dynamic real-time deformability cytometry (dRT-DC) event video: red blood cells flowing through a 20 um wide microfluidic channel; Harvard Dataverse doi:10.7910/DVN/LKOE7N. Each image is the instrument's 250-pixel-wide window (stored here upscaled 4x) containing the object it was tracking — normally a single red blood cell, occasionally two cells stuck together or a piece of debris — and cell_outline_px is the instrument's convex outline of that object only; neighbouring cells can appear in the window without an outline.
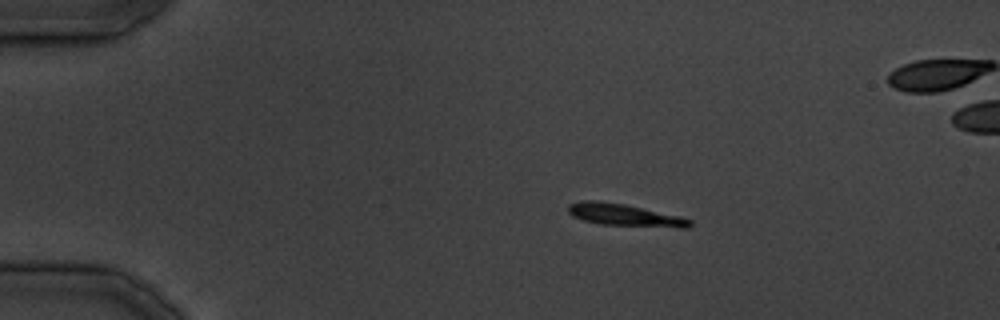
{"species": "common noctule bat (a hibernating species)", "species_latin": "Nyctalus noctula", "temperature_condition": "cold", "stored_images_in_passage": 19, "camera_frame_rate_fps": 3000, "um_per_image_px": 0.085, "animal": {"sex": "male", "body_mass_g": 19.5, "forearm_length_mm": 54.6}, "frame": {"image": 1, "passage_image": 1, "time_ms": 0.0, "image_size_px": [1000, 320], "cell_outline_px": [[692, 228], [676, 228], [600, 224], [584, 220], [572, 216], [568, 212], [568, 204], [584, 200], [600, 200], [624, 204], [680, 216], [692, 220]], "centroid_in_image_um": [53.12, 18.28], "position_along_channel_um": 31.9, "area_um2": 15.84}}
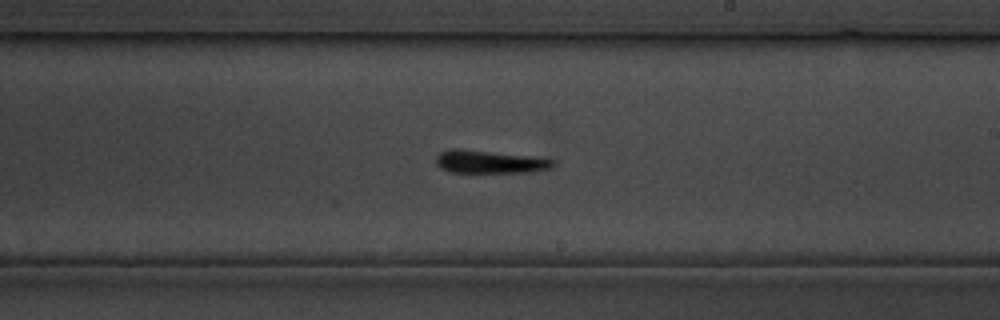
{"frame": {"image": 2, "passage_image": 16, "time_ms": 18.333, "image_size_px": [1000, 320], "cell_outline_px": [[556, 164], [552, 168], [532, 172], [448, 172], [440, 168], [436, 164], [436, 156], [440, 152], [452, 148], [456, 148], [544, 156], [556, 160]], "centroid_in_image_um": [41.72, 13.73], "position_along_channel_um": 247.3, "area_um2": 16.3}}